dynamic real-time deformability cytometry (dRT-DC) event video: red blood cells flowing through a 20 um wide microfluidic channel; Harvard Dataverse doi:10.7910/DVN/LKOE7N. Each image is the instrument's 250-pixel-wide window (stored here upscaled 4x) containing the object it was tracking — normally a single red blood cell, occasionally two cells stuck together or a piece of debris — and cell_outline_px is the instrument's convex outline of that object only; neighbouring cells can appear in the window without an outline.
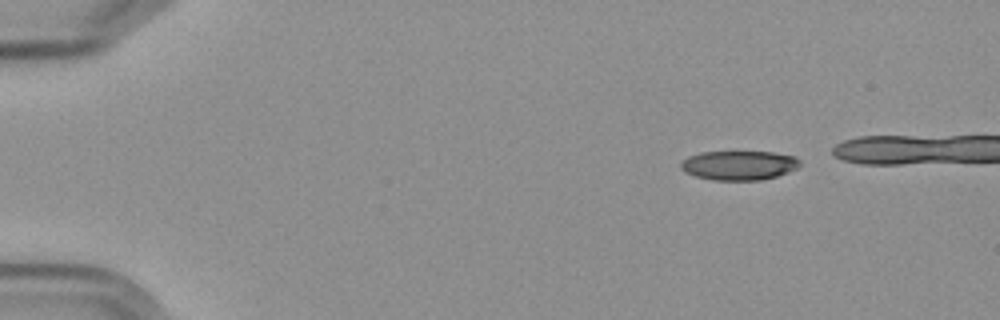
{"species": "Egyptian fruit bat (a non-hibernating species)", "species_latin": "Rousettus aegyptiacus", "temperature_condition": "cold", "stored_images_in_passage": 8, "camera_frame_rate_fps": 3000, "um_per_image_px": 0.085, "frame": {"image": 1, "passage_image": 1, "time_ms": 0.0, "image_size_px": [1000, 320], "cell_outline_px": [[800, 164], [796, 168], [788, 172], [776, 176], [760, 180], [712, 180], [696, 176], [684, 172], [680, 168], [680, 160], [688, 156], [700, 152], [772, 152], [796, 156], [800, 160]], "centroid_in_image_um": [62.78, 14.05], "position_along_channel_um": 22.2, "area_um2": 20.46}}
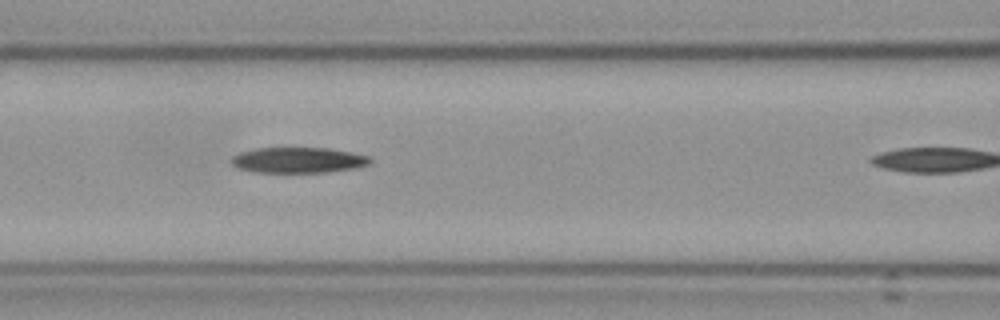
{"frame": {"image": 2, "passage_image": 7, "time_ms": 8.0, "image_size_px": [1000, 320], "cell_outline_px": [[372, 164], [356, 168], [324, 172], [256, 172], [240, 168], [232, 164], [232, 156], [240, 152], [256, 148], [328, 148], [352, 152], [372, 156]], "centroid_in_image_um": [25.43, 13.6], "position_along_channel_um": 141.2, "area_um2": 20.75}}